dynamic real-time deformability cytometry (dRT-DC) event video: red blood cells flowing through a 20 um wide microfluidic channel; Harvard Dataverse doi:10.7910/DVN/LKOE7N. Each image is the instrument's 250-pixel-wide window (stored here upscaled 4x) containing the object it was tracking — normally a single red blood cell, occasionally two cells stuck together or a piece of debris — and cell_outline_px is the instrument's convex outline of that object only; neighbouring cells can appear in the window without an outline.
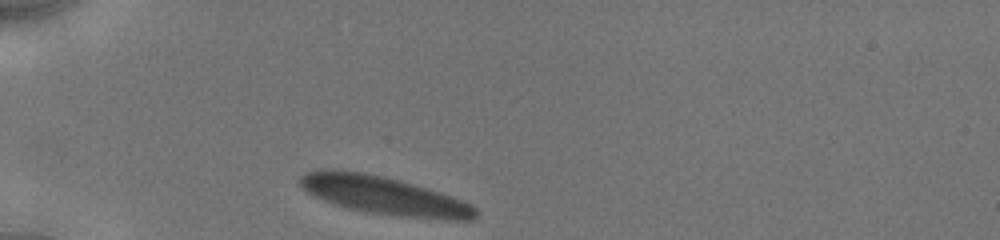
{"species": "human", "species_latin": "Homo sapiens", "temperature_condition": "cold", "stored_images_in_passage": 34, "camera_frame_rate_fps": 3000, "um_per_image_px": 0.085, "donor": {"sex": "male"}, "frame": {"image": 1, "passage_image": 1, "time_ms": 0.0, "image_size_px": [1000, 240], "cell_outline_px": [[480, 212], [472, 220], [452, 220], [396, 216], [368, 212], [348, 208], [332, 204], [308, 192], [300, 184], [300, 176], [308, 172], [332, 168], [364, 172], [384, 176], [400, 180], [440, 192], [464, 200], [472, 204]], "centroid_in_image_um": [32.69, 16.62], "position_along_channel_um": 52.3, "area_um2": 39.13}}
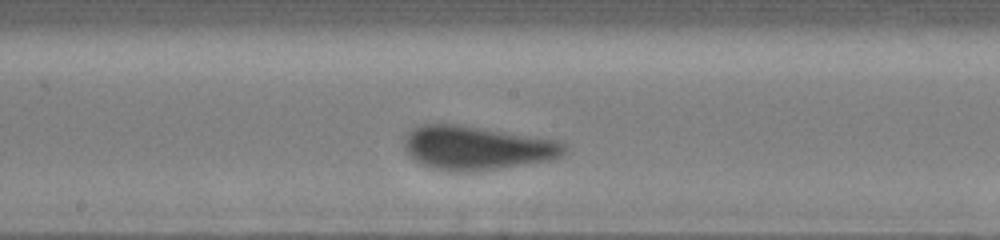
{"frame": {"image": 2, "passage_image": 20, "time_ms": 4.667, "image_size_px": [1000, 240], "cell_outline_px": [[568, 152], [560, 156], [548, 160], [500, 168], [472, 172], [452, 172], [432, 168], [420, 164], [404, 148], [404, 144], [408, 132], [412, 128], [424, 124], [456, 124], [556, 140], [564, 144], [568, 148]], "centroid_in_image_um": [40.51, 12.58], "position_along_channel_um": 207.7, "area_um2": 40.58}}
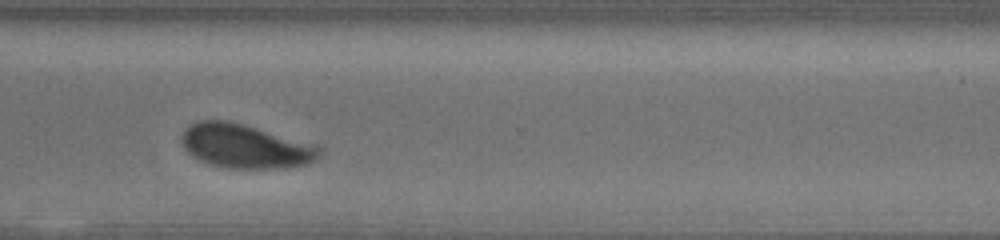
{"frame": {"image": 3, "passage_image": 33, "time_ms": 8.333, "image_size_px": [1000, 240], "cell_outline_px": [[324, 148], [320, 156], [316, 160], [308, 164], [288, 168], [228, 168], [208, 164], [192, 156], [184, 148], [180, 140], [180, 136], [184, 128], [188, 124], [196, 120], [228, 120], [244, 124], [320, 144]], "centroid_in_image_um": [20.89, 12.41], "position_along_channel_um": 349.7, "area_um2": 36.41}}